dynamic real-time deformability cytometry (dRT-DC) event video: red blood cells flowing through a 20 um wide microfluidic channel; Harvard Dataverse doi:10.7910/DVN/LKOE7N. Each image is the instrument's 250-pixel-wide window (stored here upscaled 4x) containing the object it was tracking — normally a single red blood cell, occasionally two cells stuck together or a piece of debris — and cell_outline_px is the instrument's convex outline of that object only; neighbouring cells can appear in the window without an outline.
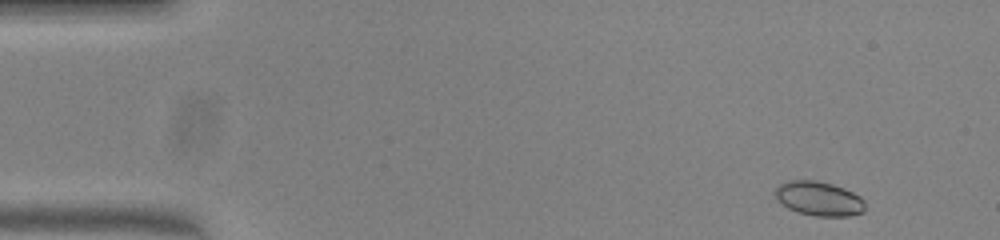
{"species": "common noctule bat (a hibernating species)", "species_latin": "Nyctalus noctula", "temperature_condition": "warm", "stored_images_in_passage": 48, "camera_frame_rate_fps": 3000, "um_per_image_px": 0.085, "animal": {"sex": "female", "body_mass_g": 23.0, "forearm_length_mm": 53.4}, "frame": {"image": 1, "passage_image": 1, "time_ms": 0.0, "image_size_px": [1000, 240], "cell_outline_px": [[864, 212], [848, 216], [816, 216], [800, 212], [788, 208], [776, 200], [772, 192], [780, 184], [788, 180], [816, 180], [832, 184], [844, 188], [860, 196], [864, 200]], "centroid_in_image_um": [69.58, 16.87], "position_along_channel_um": 15.4, "area_um2": 18.09}}
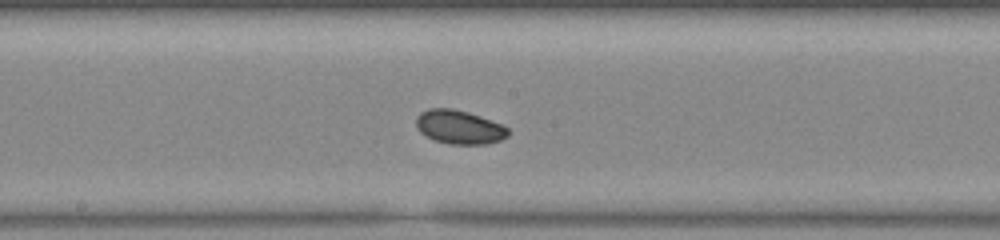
{"frame": {"image": 2, "passage_image": 24, "time_ms": 7.667, "image_size_px": [1000, 240], "cell_outline_px": [[508, 136], [500, 140], [484, 144], [448, 144], [436, 140], [420, 132], [416, 128], [416, 116], [420, 112], [428, 108], [452, 108], [468, 112], [504, 124], [508, 128]], "centroid_in_image_um": [39.03, 10.79], "position_along_channel_um": 209.2, "area_um2": 18.21}}
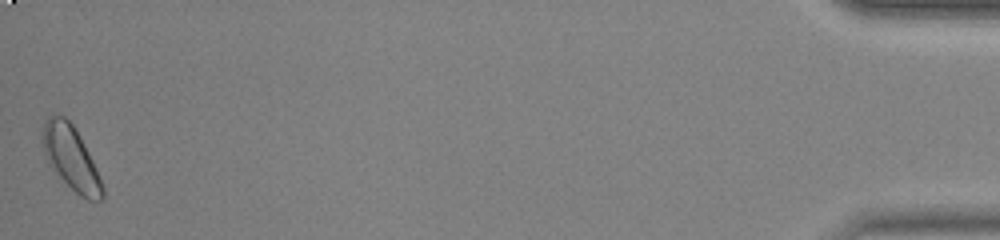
{"frame": {"image": 3, "passage_image": 48, "time_ms": 15.667, "image_size_px": [1000, 240], "cell_outline_px": [[104, 200], [88, 200], [80, 196], [48, 164], [40, 140], [44, 124], [48, 116], [64, 116], [72, 124], [84, 144], [96, 168], [104, 188]], "centroid_in_image_um": [6.02, 13.43], "position_along_channel_um": 429.2, "area_um2": 21.91}, "authors_computed_cell_mechanics": {"area_um2": 18.2359, "velocity_mm_per_s": 3.9664, "shape_relaxation_time_tau1_ms": 1.3171, "shape_relaxation_time_tau2_ms": null, "deformation_change_tau1": 0.056, "deformation_change_tau2": null}}